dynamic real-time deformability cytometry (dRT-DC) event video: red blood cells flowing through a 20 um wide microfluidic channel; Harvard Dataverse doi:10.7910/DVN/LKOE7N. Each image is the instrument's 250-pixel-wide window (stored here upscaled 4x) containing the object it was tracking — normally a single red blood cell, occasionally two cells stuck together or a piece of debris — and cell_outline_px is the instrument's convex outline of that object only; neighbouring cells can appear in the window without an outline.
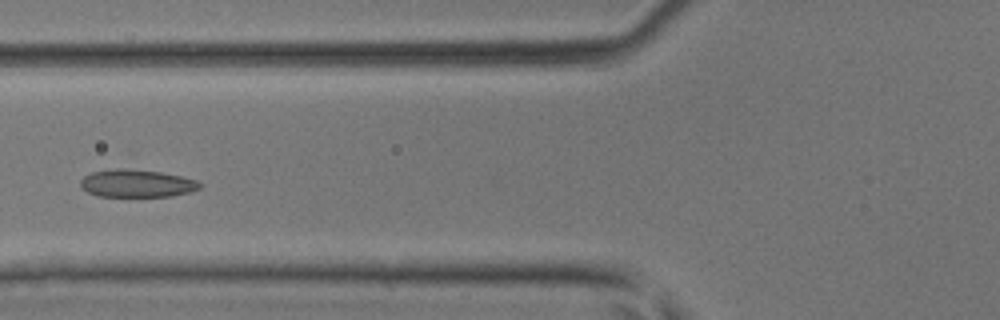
{"species": "common noctule bat (a hibernating species)", "species_latin": "Nyctalus noctula", "temperature_condition": "room temperature", "stored_images_in_passage": 40, "camera_frame_rate_fps": 3000, "um_per_image_px": 0.085, "animal": {"sex": "male", "body_mass_g": 17.9, "forearm_length_mm": 54.2}, "frame": {"image": 1, "passage_image": 13, "time_ms": 4.0, "image_size_px": [1000, 320], "cell_outline_px": [[204, 184], [200, 188], [192, 192], [172, 196], [96, 196], [80, 188], [80, 180], [84, 176], [92, 172], [116, 168], [124, 168], [160, 172], [180, 176], [196, 180]], "centroid_in_image_um": [11.63, 15.59], "position_along_channel_um": 114.2, "area_um2": 19.36}}
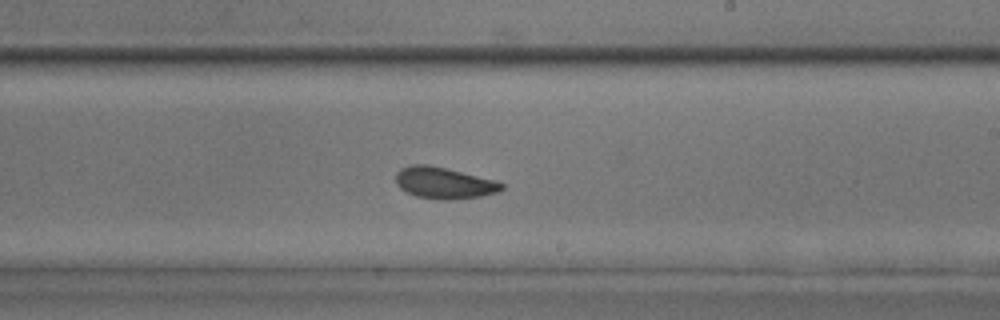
{"frame": {"image": 2, "passage_image": 22, "time_ms": 7.0, "image_size_px": [1000, 320], "cell_outline_px": [[504, 188], [496, 192], [480, 196], [452, 200], [448, 200], [416, 196], [400, 188], [396, 184], [396, 172], [400, 168], [412, 164], [428, 164], [496, 180], [504, 184]], "centroid_in_image_um": [37.72, 15.54], "position_along_channel_um": 251.3, "area_um2": 19.31}}
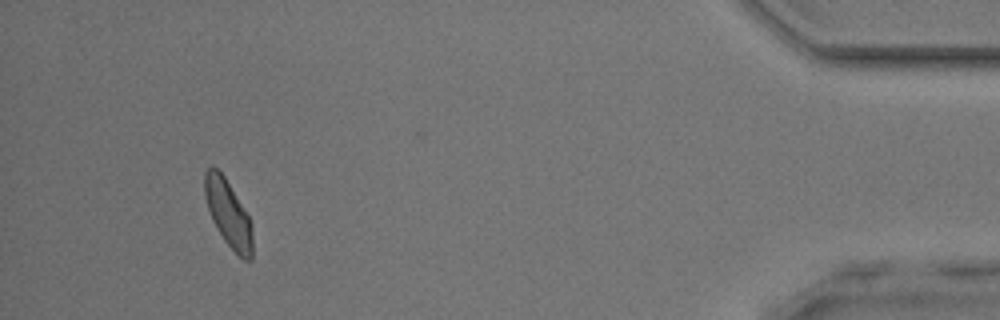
{"frame": {"image": 3, "passage_image": 37, "time_ms": 12.0, "image_size_px": [1000, 320], "cell_outline_px": [[252, 260], [244, 260], [224, 240], [216, 228], [212, 220], [204, 196], [204, 172], [212, 164], [224, 176], [248, 216], [252, 224]], "centroid_in_image_um": [19.38, 18.13], "position_along_channel_um": 415.8, "area_um2": 18.38}}